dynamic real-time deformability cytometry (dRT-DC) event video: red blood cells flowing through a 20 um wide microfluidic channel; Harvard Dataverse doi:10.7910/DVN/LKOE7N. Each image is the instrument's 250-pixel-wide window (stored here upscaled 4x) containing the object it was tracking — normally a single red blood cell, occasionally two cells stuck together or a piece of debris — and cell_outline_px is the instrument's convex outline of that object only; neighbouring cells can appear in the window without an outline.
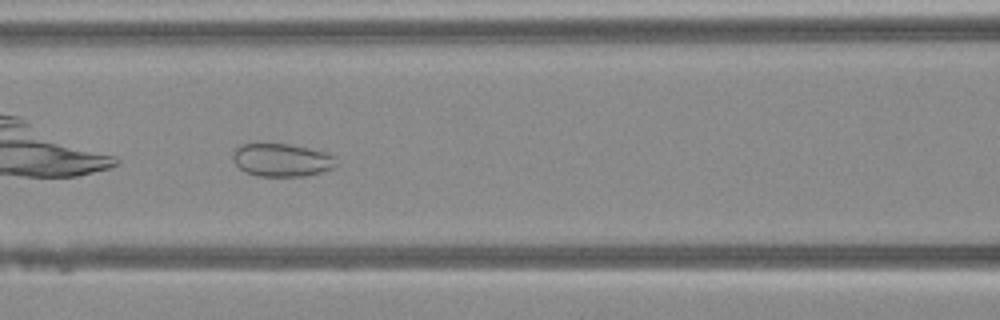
{"species": "Egyptian fruit bat (a non-hibernating species)", "species_latin": "Rousettus aegyptiacus", "temperature_condition": "warm", "stored_images_in_passage": 20, "camera_frame_rate_fps": 3000, "um_per_image_px": 0.085, "animal": {"sex": "female"}, "frame": {"image": 1, "passage_image": 6, "time_ms": 1.667, "image_size_px": [1000, 320], "cell_outline_px": [[336, 164], [332, 168], [320, 172], [304, 176], [256, 176], [244, 172], [236, 164], [232, 156], [232, 152], [240, 144], [288, 144], [308, 148], [324, 152], [336, 156]], "centroid_in_image_um": [23.92, 13.6], "position_along_channel_um": 142.7, "area_um2": 19.83}}
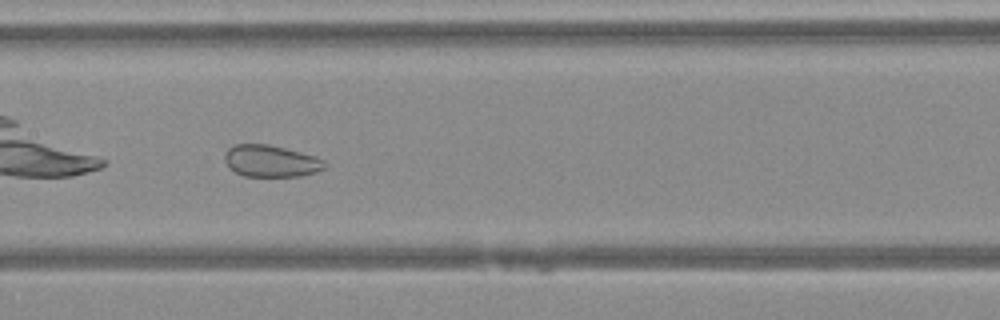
{"frame": {"image": 2, "passage_image": 9, "time_ms": 2.667, "image_size_px": [1000, 320], "cell_outline_px": [[328, 164], [324, 168], [316, 172], [300, 176], [244, 176], [228, 168], [224, 160], [224, 156], [228, 148], [236, 144], [268, 144], [316, 156]], "centroid_in_image_um": [23.01, 13.69], "position_along_channel_um": 184.4, "area_um2": 18.55}}